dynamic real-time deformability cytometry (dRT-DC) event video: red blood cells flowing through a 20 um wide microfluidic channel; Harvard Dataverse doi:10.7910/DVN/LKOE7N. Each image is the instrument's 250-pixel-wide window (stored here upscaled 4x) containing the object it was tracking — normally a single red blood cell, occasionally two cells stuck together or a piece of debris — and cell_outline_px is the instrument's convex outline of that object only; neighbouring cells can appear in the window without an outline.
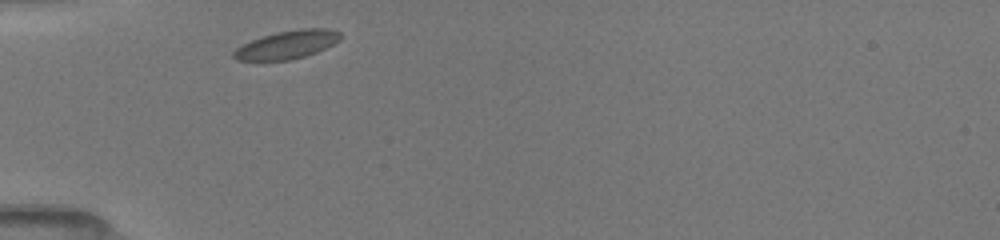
{"species": "common noctule bat (a hibernating species)", "species_latin": "Nyctalus noctula", "temperature_condition": "room temperature", "stored_images_in_passage": 30, "camera_frame_rate_fps": 3000, "um_per_image_px": 0.085, "animal": {"sex": "female", "body_mass_g": 19.5, "forearm_length_mm": 54.1}, "frame": {"image": 1, "passage_image": 1, "time_ms": 0.0, "image_size_px": [1000, 240], "cell_outline_px": [[340, 40], [316, 52], [304, 56], [288, 60], [236, 60], [232, 56], [232, 52], [236, 48], [252, 40], [276, 32], [300, 28], [328, 28], [340, 32]], "centroid_in_image_um": [24.4, 3.79], "position_along_channel_um": 60.6, "area_um2": 17.34}}
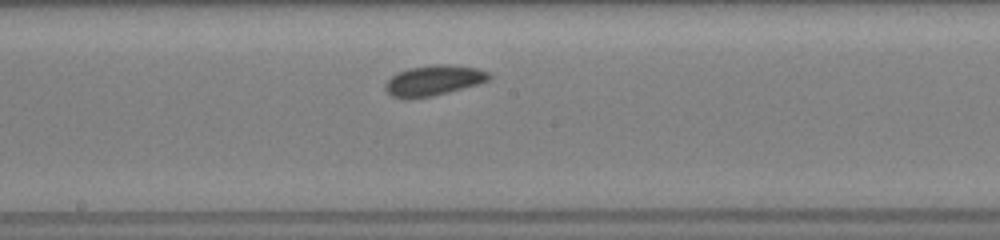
{"frame": {"image": 2, "passage_image": 13, "time_ms": 4.0, "image_size_px": [1000, 240], "cell_outline_px": [[492, 76], [488, 80], [476, 84], [448, 92], [432, 96], [408, 100], [404, 100], [392, 96], [384, 88], [384, 84], [392, 76], [408, 68], [436, 64], [448, 64], [476, 68], [488, 72]], "centroid_in_image_um": [36.82, 6.85], "position_along_channel_um": 211.4, "area_um2": 18.32}}
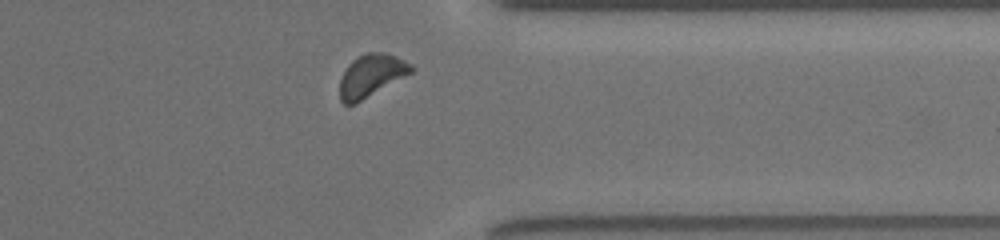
{"frame": {"image": 3, "passage_image": 26, "time_ms": 8.333, "image_size_px": [1000, 240], "cell_outline_px": [[416, 68], [412, 72], [356, 104], [344, 104], [340, 100], [340, 80], [348, 64], [352, 60], [364, 52], [384, 52], [404, 60], [412, 64]], "centroid_in_image_um": [31.55, 6.42], "position_along_channel_um": 379.8, "area_um2": 17.69}, "authors_computed_cell_mechanics": {"area_um2": 17.2822, "velocity_mm_per_s": 3.9593, "shape_relaxation_time_tau1_ms": null, "shape_relaxation_time_tau2_ms": 2.8309, "deformation_change_tau1": null, "deformation_change_tau2": 0.0612}}